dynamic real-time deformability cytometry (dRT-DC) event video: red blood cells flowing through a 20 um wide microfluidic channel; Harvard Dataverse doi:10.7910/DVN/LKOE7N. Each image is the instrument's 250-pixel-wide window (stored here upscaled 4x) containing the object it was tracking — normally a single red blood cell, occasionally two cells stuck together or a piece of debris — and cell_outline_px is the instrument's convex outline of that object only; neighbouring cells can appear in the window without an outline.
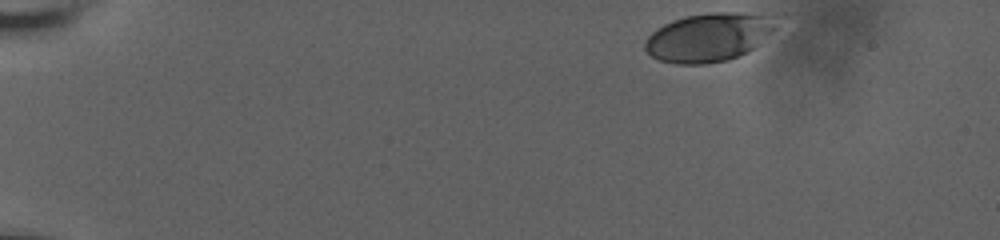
{"species": "human", "species_latin": "Homo sapiens", "temperature_condition": "room temperature", "stored_images_in_passage": 43, "camera_frame_rate_fps": 3000, "um_per_image_px": 0.085, "donor": {"sex": "male"}, "frame": {"image": 1, "passage_image": 1, "time_ms": 0.0, "image_size_px": [1000, 240], "cell_outline_px": [[792, 16], [748, 52], [728, 60], [704, 64], [676, 64], [660, 60], [652, 56], [644, 48], [644, 44], [648, 36], [656, 28], [672, 20], [684, 16], [708, 12], [784, 12]], "centroid_in_image_um": [60.49, 3.08], "position_along_channel_um": 24.5, "area_um2": 38.96}}
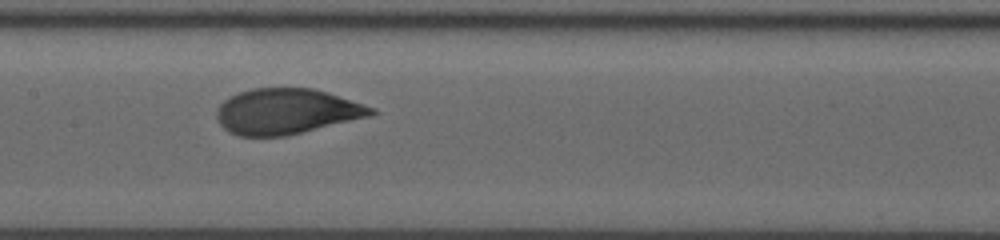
{"frame": {"image": 2, "passage_image": 24, "time_ms": 7.667, "image_size_px": [1000, 240], "cell_outline_px": [[380, 112], [372, 116], [288, 136], [240, 136], [228, 132], [220, 124], [216, 116], [216, 112], [220, 104], [224, 100], [240, 92], [252, 88], [312, 88], [328, 92], [376, 108]], "centroid_in_image_um": [24.4, 9.48], "position_along_channel_um": 183.0, "area_um2": 41.33}}
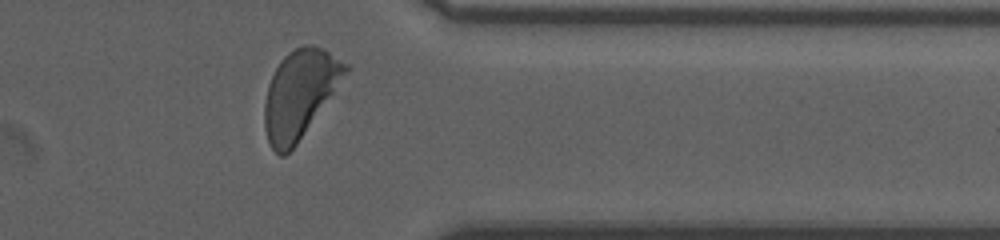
{"frame": {"image": 3, "passage_image": 41, "time_ms": 13.333, "image_size_px": [1000, 240], "cell_outline_px": [[348, 72], [296, 144], [284, 156], [280, 156], [272, 148], [268, 140], [264, 128], [264, 104], [268, 84], [280, 60], [288, 52], [304, 44], [312, 44], [324, 48], [348, 64]], "centroid_in_image_um": [25.46, 7.95], "position_along_channel_um": 385.9, "area_um2": 40.92}, "authors_computed_cell_mechanics": {"area_um2": 41.3848, "velocity_mm_per_s": 3.6776, "shape_relaxation_time_tau1_ms": 2.7462, "shape_relaxation_time_tau2_ms": null, "deformation_change_tau1": 0.1495, "deformation_change_tau2": null}}